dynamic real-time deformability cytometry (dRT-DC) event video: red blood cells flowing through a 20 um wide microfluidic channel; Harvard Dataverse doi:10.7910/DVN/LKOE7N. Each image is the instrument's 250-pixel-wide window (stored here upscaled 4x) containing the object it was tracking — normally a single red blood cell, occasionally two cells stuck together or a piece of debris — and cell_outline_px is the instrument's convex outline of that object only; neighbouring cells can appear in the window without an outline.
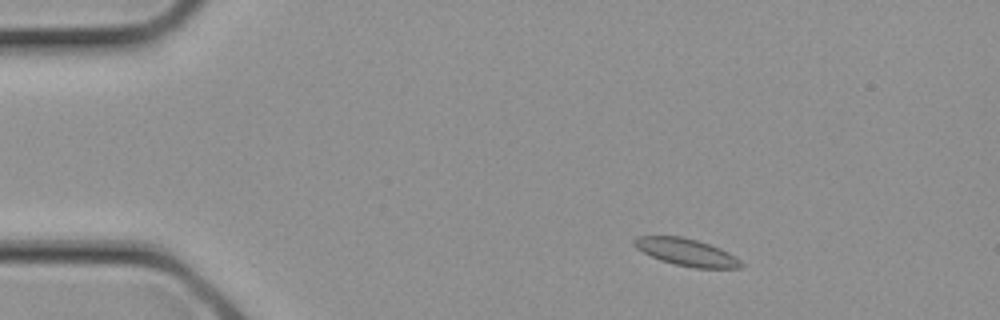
{"species": "common noctule bat (a hibernating species)", "species_latin": "Nyctalus noctula", "temperature_condition": "cold", "stored_images_in_passage": 14, "camera_frame_rate_fps": 3000, "um_per_image_px": 0.085, "animal": {"sex": "female", "body_mass_g": 21.9}, "frame": {"image": 1, "passage_image": 3, "time_ms": 0.667, "image_size_px": [1000, 320], "cell_outline_px": [[744, 264], [740, 268], [692, 268], [660, 260], [636, 248], [632, 244], [632, 240], [636, 236], [680, 236], [696, 240], [720, 248], [736, 256]], "centroid_in_image_um": [58.34, 21.44], "position_along_channel_um": 26.7, "area_um2": 16.94}}
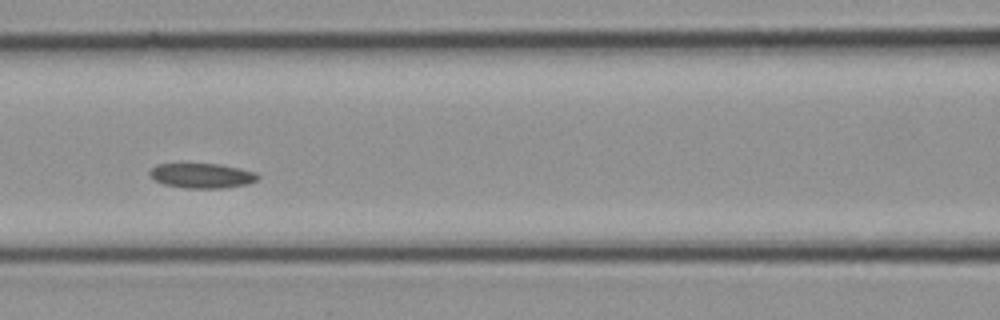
{"frame": {"image": 2, "passage_image": 11, "time_ms": 3.333, "image_size_px": [1000, 320], "cell_outline_px": [[260, 176], [256, 180], [248, 184], [224, 188], [188, 188], [164, 184], [156, 180], [148, 172], [156, 164], [220, 164], [240, 168], [256, 172]], "centroid_in_image_um": [17.2, 14.93], "position_along_channel_um": 149.4, "area_um2": 15.55}}
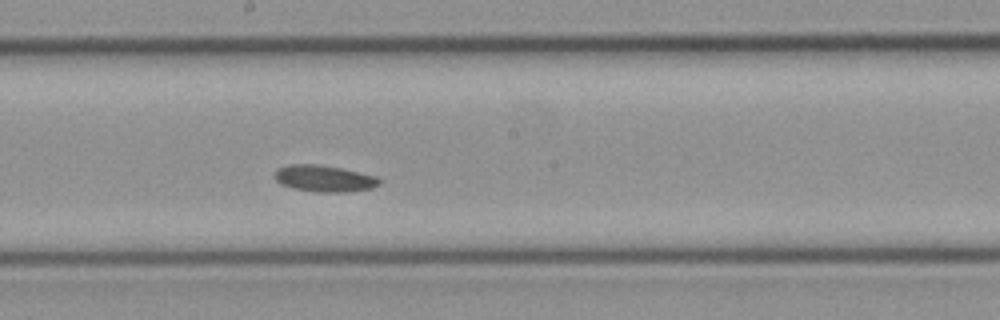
{"frame": {"image": 3, "passage_image": 14, "time_ms": 4.333, "image_size_px": [1000, 320], "cell_outline_px": [[384, 180], [380, 184], [372, 188], [352, 192], [316, 192], [292, 188], [280, 184], [272, 176], [276, 168], [288, 164], [316, 164], [340, 168], [380, 176]], "centroid_in_image_um": [27.58, 15.17], "position_along_channel_um": 220.6, "area_um2": 16.7}}